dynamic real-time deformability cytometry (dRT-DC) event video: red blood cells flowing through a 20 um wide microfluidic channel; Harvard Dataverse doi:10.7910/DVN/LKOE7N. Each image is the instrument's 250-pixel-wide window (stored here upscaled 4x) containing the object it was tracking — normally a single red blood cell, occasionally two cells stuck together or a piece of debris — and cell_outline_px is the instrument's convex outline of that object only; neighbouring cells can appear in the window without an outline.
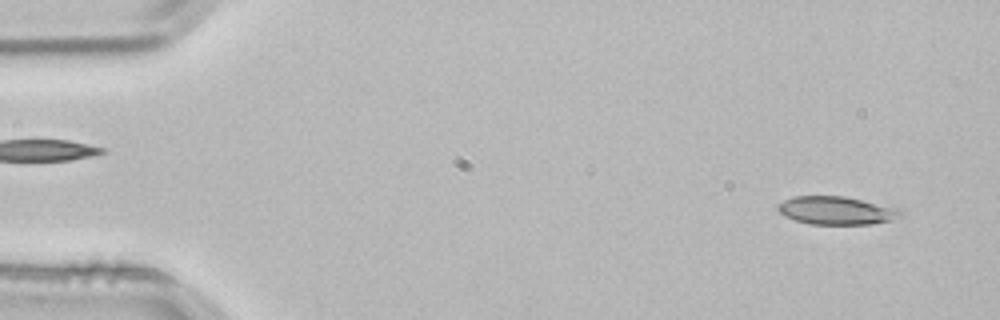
{"species": "common noctule bat (a hibernating species)", "species_latin": "Nyctalus noctula", "temperature_condition": "room temperature", "stored_images_in_passage": 4, "segment_of_instrument_passage": [2, 2], "camera_frame_rate_fps": 3000, "um_per_image_px": 0.085, "animal": {"sex": "male", "body_mass_g": 21.5, "forearm_length_mm": 52.0}, "frame": {"image": 1, "passage_image": 4, "time_ms": 1.0, "image_size_px": [1000, 320], "cell_outline_px": [[904, 212], [900, 216], [892, 220], [872, 224], [812, 224], [796, 220], [784, 216], [776, 208], [776, 204], [792, 196], [844, 196], [900, 208]], "centroid_in_image_um": [71.1, 17.88], "position_along_channel_um": 13.9, "area_um2": 20.23}}